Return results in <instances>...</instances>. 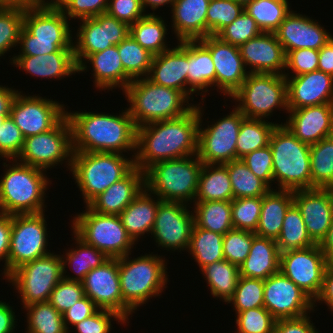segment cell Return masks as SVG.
Returning <instances> with one entry per match:
<instances>
[{"label": "cell", "mask_w": 333, "mask_h": 333, "mask_svg": "<svg viewBox=\"0 0 333 333\" xmlns=\"http://www.w3.org/2000/svg\"><path fill=\"white\" fill-rule=\"evenodd\" d=\"M199 105L182 117L137 127L135 167L188 157L198 152Z\"/></svg>", "instance_id": "1"}, {"label": "cell", "mask_w": 333, "mask_h": 333, "mask_svg": "<svg viewBox=\"0 0 333 333\" xmlns=\"http://www.w3.org/2000/svg\"><path fill=\"white\" fill-rule=\"evenodd\" d=\"M73 152L131 151L136 154L137 127L128 108L119 115L94 112H68Z\"/></svg>", "instance_id": "2"}, {"label": "cell", "mask_w": 333, "mask_h": 333, "mask_svg": "<svg viewBox=\"0 0 333 333\" xmlns=\"http://www.w3.org/2000/svg\"><path fill=\"white\" fill-rule=\"evenodd\" d=\"M145 254L133 259L119 257V280L123 298V318H128L150 298L160 296L167 287V262L162 255ZM131 258V259H130ZM130 259V260H129ZM166 262V263H165Z\"/></svg>", "instance_id": "3"}, {"label": "cell", "mask_w": 333, "mask_h": 333, "mask_svg": "<svg viewBox=\"0 0 333 333\" xmlns=\"http://www.w3.org/2000/svg\"><path fill=\"white\" fill-rule=\"evenodd\" d=\"M68 20L59 7H24L18 44L20 52L17 55L37 56L58 52L60 49H73L74 39Z\"/></svg>", "instance_id": "4"}, {"label": "cell", "mask_w": 333, "mask_h": 333, "mask_svg": "<svg viewBox=\"0 0 333 333\" xmlns=\"http://www.w3.org/2000/svg\"><path fill=\"white\" fill-rule=\"evenodd\" d=\"M123 93L136 127L182 117L196 106L183 92L155 84L147 77L132 80Z\"/></svg>", "instance_id": "5"}, {"label": "cell", "mask_w": 333, "mask_h": 333, "mask_svg": "<svg viewBox=\"0 0 333 333\" xmlns=\"http://www.w3.org/2000/svg\"><path fill=\"white\" fill-rule=\"evenodd\" d=\"M11 161L13 164H2L6 169L0 178V213L17 215L45 212V191L51 184L45 173L47 171L21 164L16 159Z\"/></svg>", "instance_id": "6"}, {"label": "cell", "mask_w": 333, "mask_h": 333, "mask_svg": "<svg viewBox=\"0 0 333 333\" xmlns=\"http://www.w3.org/2000/svg\"><path fill=\"white\" fill-rule=\"evenodd\" d=\"M135 168V159L115 152H73L71 173L85 206Z\"/></svg>", "instance_id": "7"}, {"label": "cell", "mask_w": 333, "mask_h": 333, "mask_svg": "<svg viewBox=\"0 0 333 333\" xmlns=\"http://www.w3.org/2000/svg\"><path fill=\"white\" fill-rule=\"evenodd\" d=\"M202 165L197 154L153 163L144 171L145 188L165 202L194 203Z\"/></svg>", "instance_id": "8"}, {"label": "cell", "mask_w": 333, "mask_h": 333, "mask_svg": "<svg viewBox=\"0 0 333 333\" xmlns=\"http://www.w3.org/2000/svg\"><path fill=\"white\" fill-rule=\"evenodd\" d=\"M273 179L278 189H312L310 145L301 142L281 122L270 136Z\"/></svg>", "instance_id": "9"}, {"label": "cell", "mask_w": 333, "mask_h": 333, "mask_svg": "<svg viewBox=\"0 0 333 333\" xmlns=\"http://www.w3.org/2000/svg\"><path fill=\"white\" fill-rule=\"evenodd\" d=\"M246 118L269 120L273 110L288 112L287 81L284 75L249 73L243 84L230 96Z\"/></svg>", "instance_id": "10"}, {"label": "cell", "mask_w": 333, "mask_h": 333, "mask_svg": "<svg viewBox=\"0 0 333 333\" xmlns=\"http://www.w3.org/2000/svg\"><path fill=\"white\" fill-rule=\"evenodd\" d=\"M71 222V229L80 239L109 258L131 254L135 245L118 215L101 214L86 206Z\"/></svg>", "instance_id": "11"}, {"label": "cell", "mask_w": 333, "mask_h": 333, "mask_svg": "<svg viewBox=\"0 0 333 333\" xmlns=\"http://www.w3.org/2000/svg\"><path fill=\"white\" fill-rule=\"evenodd\" d=\"M63 278V260L60 254H50L23 264L5 280L16 288L25 306L48 302L51 292Z\"/></svg>", "instance_id": "12"}, {"label": "cell", "mask_w": 333, "mask_h": 333, "mask_svg": "<svg viewBox=\"0 0 333 333\" xmlns=\"http://www.w3.org/2000/svg\"><path fill=\"white\" fill-rule=\"evenodd\" d=\"M72 129L67 116H65L53 129L29 136L24 140V146L17 157L21 164L48 170L65 163L66 168L72 166ZM67 160V161H64Z\"/></svg>", "instance_id": "13"}, {"label": "cell", "mask_w": 333, "mask_h": 333, "mask_svg": "<svg viewBox=\"0 0 333 333\" xmlns=\"http://www.w3.org/2000/svg\"><path fill=\"white\" fill-rule=\"evenodd\" d=\"M203 106H199L198 152L203 164H225L237 160L236 142L246 118L236 107L207 128L202 126ZM203 109V111H202ZM203 114V115H202ZM203 127V128H202Z\"/></svg>", "instance_id": "14"}, {"label": "cell", "mask_w": 333, "mask_h": 333, "mask_svg": "<svg viewBox=\"0 0 333 333\" xmlns=\"http://www.w3.org/2000/svg\"><path fill=\"white\" fill-rule=\"evenodd\" d=\"M45 213L11 215L8 276L17 268L51 253Z\"/></svg>", "instance_id": "15"}, {"label": "cell", "mask_w": 333, "mask_h": 333, "mask_svg": "<svg viewBox=\"0 0 333 333\" xmlns=\"http://www.w3.org/2000/svg\"><path fill=\"white\" fill-rule=\"evenodd\" d=\"M329 263L319 244H315L280 253L279 271L315 301Z\"/></svg>", "instance_id": "16"}, {"label": "cell", "mask_w": 333, "mask_h": 333, "mask_svg": "<svg viewBox=\"0 0 333 333\" xmlns=\"http://www.w3.org/2000/svg\"><path fill=\"white\" fill-rule=\"evenodd\" d=\"M15 95L9 116L21 130L24 138L53 129L65 116V105L49 98L21 94Z\"/></svg>", "instance_id": "17"}, {"label": "cell", "mask_w": 333, "mask_h": 333, "mask_svg": "<svg viewBox=\"0 0 333 333\" xmlns=\"http://www.w3.org/2000/svg\"><path fill=\"white\" fill-rule=\"evenodd\" d=\"M73 40L74 57L79 66L90 54L118 45L129 35V26L115 17L103 13L80 20Z\"/></svg>", "instance_id": "18"}, {"label": "cell", "mask_w": 333, "mask_h": 333, "mask_svg": "<svg viewBox=\"0 0 333 333\" xmlns=\"http://www.w3.org/2000/svg\"><path fill=\"white\" fill-rule=\"evenodd\" d=\"M188 204L162 201L157 209L151 235L161 249L187 251L194 227Z\"/></svg>", "instance_id": "19"}, {"label": "cell", "mask_w": 333, "mask_h": 333, "mask_svg": "<svg viewBox=\"0 0 333 333\" xmlns=\"http://www.w3.org/2000/svg\"><path fill=\"white\" fill-rule=\"evenodd\" d=\"M264 307L277 319L299 318L315 311L314 301L280 271L264 280Z\"/></svg>", "instance_id": "20"}, {"label": "cell", "mask_w": 333, "mask_h": 333, "mask_svg": "<svg viewBox=\"0 0 333 333\" xmlns=\"http://www.w3.org/2000/svg\"><path fill=\"white\" fill-rule=\"evenodd\" d=\"M210 51L215 67V87L230 97L249 75L239 47L222 41L216 35L199 39Z\"/></svg>", "instance_id": "21"}, {"label": "cell", "mask_w": 333, "mask_h": 333, "mask_svg": "<svg viewBox=\"0 0 333 333\" xmlns=\"http://www.w3.org/2000/svg\"><path fill=\"white\" fill-rule=\"evenodd\" d=\"M293 203L301 212L311 240L315 244H320L327 234L333 217V189L295 190Z\"/></svg>", "instance_id": "22"}, {"label": "cell", "mask_w": 333, "mask_h": 333, "mask_svg": "<svg viewBox=\"0 0 333 333\" xmlns=\"http://www.w3.org/2000/svg\"><path fill=\"white\" fill-rule=\"evenodd\" d=\"M85 296L100 309L117 312L123 317V298L119 280V258H109L92 269L82 281Z\"/></svg>", "instance_id": "23"}, {"label": "cell", "mask_w": 333, "mask_h": 333, "mask_svg": "<svg viewBox=\"0 0 333 333\" xmlns=\"http://www.w3.org/2000/svg\"><path fill=\"white\" fill-rule=\"evenodd\" d=\"M296 12L291 10L274 32L285 54L302 48L319 50L333 37L317 20Z\"/></svg>", "instance_id": "24"}, {"label": "cell", "mask_w": 333, "mask_h": 333, "mask_svg": "<svg viewBox=\"0 0 333 333\" xmlns=\"http://www.w3.org/2000/svg\"><path fill=\"white\" fill-rule=\"evenodd\" d=\"M284 73L287 81L288 111L333 103V76L313 71L299 76Z\"/></svg>", "instance_id": "25"}, {"label": "cell", "mask_w": 333, "mask_h": 333, "mask_svg": "<svg viewBox=\"0 0 333 333\" xmlns=\"http://www.w3.org/2000/svg\"><path fill=\"white\" fill-rule=\"evenodd\" d=\"M239 50L245 67L249 66V73L284 75L286 54L275 33L262 32Z\"/></svg>", "instance_id": "26"}, {"label": "cell", "mask_w": 333, "mask_h": 333, "mask_svg": "<svg viewBox=\"0 0 333 333\" xmlns=\"http://www.w3.org/2000/svg\"><path fill=\"white\" fill-rule=\"evenodd\" d=\"M286 123L301 142L313 145L333 135V103L290 110Z\"/></svg>", "instance_id": "27"}, {"label": "cell", "mask_w": 333, "mask_h": 333, "mask_svg": "<svg viewBox=\"0 0 333 333\" xmlns=\"http://www.w3.org/2000/svg\"><path fill=\"white\" fill-rule=\"evenodd\" d=\"M155 55L147 78L153 83L179 90L187 96L188 40Z\"/></svg>", "instance_id": "28"}, {"label": "cell", "mask_w": 333, "mask_h": 333, "mask_svg": "<svg viewBox=\"0 0 333 333\" xmlns=\"http://www.w3.org/2000/svg\"><path fill=\"white\" fill-rule=\"evenodd\" d=\"M11 64L31 76L46 79H64L78 73L73 49H60L58 52L37 56L13 55Z\"/></svg>", "instance_id": "29"}, {"label": "cell", "mask_w": 333, "mask_h": 333, "mask_svg": "<svg viewBox=\"0 0 333 333\" xmlns=\"http://www.w3.org/2000/svg\"><path fill=\"white\" fill-rule=\"evenodd\" d=\"M145 188V172L135 167L127 176L113 183L87 206L95 212L119 215Z\"/></svg>", "instance_id": "30"}, {"label": "cell", "mask_w": 333, "mask_h": 333, "mask_svg": "<svg viewBox=\"0 0 333 333\" xmlns=\"http://www.w3.org/2000/svg\"><path fill=\"white\" fill-rule=\"evenodd\" d=\"M87 63L91 64L93 68L94 85L101 91L107 89L112 91V89L117 87L124 91L132 81L124 71L117 45L111 46L104 51L90 54L78 66V73L87 72Z\"/></svg>", "instance_id": "31"}, {"label": "cell", "mask_w": 333, "mask_h": 333, "mask_svg": "<svg viewBox=\"0 0 333 333\" xmlns=\"http://www.w3.org/2000/svg\"><path fill=\"white\" fill-rule=\"evenodd\" d=\"M210 0H175L171 6L172 29L177 42L207 37V9Z\"/></svg>", "instance_id": "32"}, {"label": "cell", "mask_w": 333, "mask_h": 333, "mask_svg": "<svg viewBox=\"0 0 333 333\" xmlns=\"http://www.w3.org/2000/svg\"><path fill=\"white\" fill-rule=\"evenodd\" d=\"M280 252L276 240L260 237L253 232L251 249L239 266L240 276L266 280L279 272Z\"/></svg>", "instance_id": "33"}, {"label": "cell", "mask_w": 333, "mask_h": 333, "mask_svg": "<svg viewBox=\"0 0 333 333\" xmlns=\"http://www.w3.org/2000/svg\"><path fill=\"white\" fill-rule=\"evenodd\" d=\"M162 202L154 197L146 188L118 215L127 234L137 244L141 235L152 232L159 204ZM139 238V239H138Z\"/></svg>", "instance_id": "34"}, {"label": "cell", "mask_w": 333, "mask_h": 333, "mask_svg": "<svg viewBox=\"0 0 333 333\" xmlns=\"http://www.w3.org/2000/svg\"><path fill=\"white\" fill-rule=\"evenodd\" d=\"M187 73V97L191 99L190 96L198 91L196 95L204 96L201 98L204 103L209 92L207 88L214 86L215 89V67L209 49L200 40H188Z\"/></svg>", "instance_id": "35"}, {"label": "cell", "mask_w": 333, "mask_h": 333, "mask_svg": "<svg viewBox=\"0 0 333 333\" xmlns=\"http://www.w3.org/2000/svg\"><path fill=\"white\" fill-rule=\"evenodd\" d=\"M293 204V191L270 189L264 196L257 230L260 237L277 240L286 211Z\"/></svg>", "instance_id": "36"}, {"label": "cell", "mask_w": 333, "mask_h": 333, "mask_svg": "<svg viewBox=\"0 0 333 333\" xmlns=\"http://www.w3.org/2000/svg\"><path fill=\"white\" fill-rule=\"evenodd\" d=\"M233 191L225 164H203L194 202L232 201Z\"/></svg>", "instance_id": "37"}, {"label": "cell", "mask_w": 333, "mask_h": 333, "mask_svg": "<svg viewBox=\"0 0 333 333\" xmlns=\"http://www.w3.org/2000/svg\"><path fill=\"white\" fill-rule=\"evenodd\" d=\"M73 234L76 249H69L64 256H61L63 260V278L82 282L92 269L100 267L109 257L94 246L85 243L74 232ZM67 266L76 274L74 277L66 274Z\"/></svg>", "instance_id": "38"}, {"label": "cell", "mask_w": 333, "mask_h": 333, "mask_svg": "<svg viewBox=\"0 0 333 333\" xmlns=\"http://www.w3.org/2000/svg\"><path fill=\"white\" fill-rule=\"evenodd\" d=\"M154 13L146 14L129 26V35L155 56L171 48L165 39L168 31L167 23Z\"/></svg>", "instance_id": "39"}, {"label": "cell", "mask_w": 333, "mask_h": 333, "mask_svg": "<svg viewBox=\"0 0 333 333\" xmlns=\"http://www.w3.org/2000/svg\"><path fill=\"white\" fill-rule=\"evenodd\" d=\"M194 225L196 227L225 235L234 229L231 201L194 202Z\"/></svg>", "instance_id": "40"}, {"label": "cell", "mask_w": 333, "mask_h": 333, "mask_svg": "<svg viewBox=\"0 0 333 333\" xmlns=\"http://www.w3.org/2000/svg\"><path fill=\"white\" fill-rule=\"evenodd\" d=\"M201 271L213 298L227 304L234 295L240 277L239 267L224 259L206 265Z\"/></svg>", "instance_id": "41"}, {"label": "cell", "mask_w": 333, "mask_h": 333, "mask_svg": "<svg viewBox=\"0 0 333 333\" xmlns=\"http://www.w3.org/2000/svg\"><path fill=\"white\" fill-rule=\"evenodd\" d=\"M223 236L194 225L187 252L193 256L194 262L199 265V270L208 264L224 260Z\"/></svg>", "instance_id": "42"}, {"label": "cell", "mask_w": 333, "mask_h": 333, "mask_svg": "<svg viewBox=\"0 0 333 333\" xmlns=\"http://www.w3.org/2000/svg\"><path fill=\"white\" fill-rule=\"evenodd\" d=\"M276 243L280 253L315 245L307 233L301 212L294 203L285 213Z\"/></svg>", "instance_id": "43"}, {"label": "cell", "mask_w": 333, "mask_h": 333, "mask_svg": "<svg viewBox=\"0 0 333 333\" xmlns=\"http://www.w3.org/2000/svg\"><path fill=\"white\" fill-rule=\"evenodd\" d=\"M312 188L333 189V135L310 145Z\"/></svg>", "instance_id": "44"}, {"label": "cell", "mask_w": 333, "mask_h": 333, "mask_svg": "<svg viewBox=\"0 0 333 333\" xmlns=\"http://www.w3.org/2000/svg\"><path fill=\"white\" fill-rule=\"evenodd\" d=\"M276 125L278 123L264 119L245 118L240 125L236 142L237 159L269 145L270 136Z\"/></svg>", "instance_id": "45"}, {"label": "cell", "mask_w": 333, "mask_h": 333, "mask_svg": "<svg viewBox=\"0 0 333 333\" xmlns=\"http://www.w3.org/2000/svg\"><path fill=\"white\" fill-rule=\"evenodd\" d=\"M232 184L233 199L263 197L271 188L241 160L225 163Z\"/></svg>", "instance_id": "46"}, {"label": "cell", "mask_w": 333, "mask_h": 333, "mask_svg": "<svg viewBox=\"0 0 333 333\" xmlns=\"http://www.w3.org/2000/svg\"><path fill=\"white\" fill-rule=\"evenodd\" d=\"M288 0H253L244 10L255 20L262 32L274 33L291 12Z\"/></svg>", "instance_id": "47"}, {"label": "cell", "mask_w": 333, "mask_h": 333, "mask_svg": "<svg viewBox=\"0 0 333 333\" xmlns=\"http://www.w3.org/2000/svg\"><path fill=\"white\" fill-rule=\"evenodd\" d=\"M24 309L27 311L26 333H69L65 328L62 313L49 302L34 303Z\"/></svg>", "instance_id": "48"}, {"label": "cell", "mask_w": 333, "mask_h": 333, "mask_svg": "<svg viewBox=\"0 0 333 333\" xmlns=\"http://www.w3.org/2000/svg\"><path fill=\"white\" fill-rule=\"evenodd\" d=\"M117 47L124 71L132 80L148 76L153 54L144 49L130 35Z\"/></svg>", "instance_id": "49"}, {"label": "cell", "mask_w": 333, "mask_h": 333, "mask_svg": "<svg viewBox=\"0 0 333 333\" xmlns=\"http://www.w3.org/2000/svg\"><path fill=\"white\" fill-rule=\"evenodd\" d=\"M24 7L2 6L0 8V56L18 48L20 32L23 27Z\"/></svg>", "instance_id": "50"}, {"label": "cell", "mask_w": 333, "mask_h": 333, "mask_svg": "<svg viewBox=\"0 0 333 333\" xmlns=\"http://www.w3.org/2000/svg\"><path fill=\"white\" fill-rule=\"evenodd\" d=\"M264 280L240 276L233 297L227 302L232 303L236 314L258 307H264Z\"/></svg>", "instance_id": "51"}, {"label": "cell", "mask_w": 333, "mask_h": 333, "mask_svg": "<svg viewBox=\"0 0 333 333\" xmlns=\"http://www.w3.org/2000/svg\"><path fill=\"white\" fill-rule=\"evenodd\" d=\"M244 11V6L233 0H210L207 9V36L217 35Z\"/></svg>", "instance_id": "52"}, {"label": "cell", "mask_w": 333, "mask_h": 333, "mask_svg": "<svg viewBox=\"0 0 333 333\" xmlns=\"http://www.w3.org/2000/svg\"><path fill=\"white\" fill-rule=\"evenodd\" d=\"M263 197H244L231 201L234 229L254 232L257 230Z\"/></svg>", "instance_id": "53"}, {"label": "cell", "mask_w": 333, "mask_h": 333, "mask_svg": "<svg viewBox=\"0 0 333 333\" xmlns=\"http://www.w3.org/2000/svg\"><path fill=\"white\" fill-rule=\"evenodd\" d=\"M262 31L255 20L244 10L231 24L224 27L216 36L222 41L240 47Z\"/></svg>", "instance_id": "54"}, {"label": "cell", "mask_w": 333, "mask_h": 333, "mask_svg": "<svg viewBox=\"0 0 333 333\" xmlns=\"http://www.w3.org/2000/svg\"><path fill=\"white\" fill-rule=\"evenodd\" d=\"M235 317L236 333H274L276 319L265 307L244 310Z\"/></svg>", "instance_id": "55"}, {"label": "cell", "mask_w": 333, "mask_h": 333, "mask_svg": "<svg viewBox=\"0 0 333 333\" xmlns=\"http://www.w3.org/2000/svg\"><path fill=\"white\" fill-rule=\"evenodd\" d=\"M253 241V232L232 229L223 236L224 259L238 267L248 256Z\"/></svg>", "instance_id": "56"}, {"label": "cell", "mask_w": 333, "mask_h": 333, "mask_svg": "<svg viewBox=\"0 0 333 333\" xmlns=\"http://www.w3.org/2000/svg\"><path fill=\"white\" fill-rule=\"evenodd\" d=\"M85 297L83 283L62 278L51 292L49 303L60 313H64L76 302Z\"/></svg>", "instance_id": "57"}, {"label": "cell", "mask_w": 333, "mask_h": 333, "mask_svg": "<svg viewBox=\"0 0 333 333\" xmlns=\"http://www.w3.org/2000/svg\"><path fill=\"white\" fill-rule=\"evenodd\" d=\"M21 130L8 116L0 126V158L9 161L20 155L24 146Z\"/></svg>", "instance_id": "58"}, {"label": "cell", "mask_w": 333, "mask_h": 333, "mask_svg": "<svg viewBox=\"0 0 333 333\" xmlns=\"http://www.w3.org/2000/svg\"><path fill=\"white\" fill-rule=\"evenodd\" d=\"M241 160L246 166L271 189L273 179V156L270 145L252 151L245 155Z\"/></svg>", "instance_id": "59"}, {"label": "cell", "mask_w": 333, "mask_h": 333, "mask_svg": "<svg viewBox=\"0 0 333 333\" xmlns=\"http://www.w3.org/2000/svg\"><path fill=\"white\" fill-rule=\"evenodd\" d=\"M319 50L302 48L286 53L285 71L291 70V76H299L318 70Z\"/></svg>", "instance_id": "60"}, {"label": "cell", "mask_w": 333, "mask_h": 333, "mask_svg": "<svg viewBox=\"0 0 333 333\" xmlns=\"http://www.w3.org/2000/svg\"><path fill=\"white\" fill-rule=\"evenodd\" d=\"M59 8L68 19L81 20L106 13L108 0H66Z\"/></svg>", "instance_id": "61"}, {"label": "cell", "mask_w": 333, "mask_h": 333, "mask_svg": "<svg viewBox=\"0 0 333 333\" xmlns=\"http://www.w3.org/2000/svg\"><path fill=\"white\" fill-rule=\"evenodd\" d=\"M122 325L127 321L117 312L99 309L95 314L74 325L77 333H111L113 319Z\"/></svg>", "instance_id": "62"}, {"label": "cell", "mask_w": 333, "mask_h": 333, "mask_svg": "<svg viewBox=\"0 0 333 333\" xmlns=\"http://www.w3.org/2000/svg\"><path fill=\"white\" fill-rule=\"evenodd\" d=\"M141 0H108L106 13L131 26L146 15Z\"/></svg>", "instance_id": "63"}, {"label": "cell", "mask_w": 333, "mask_h": 333, "mask_svg": "<svg viewBox=\"0 0 333 333\" xmlns=\"http://www.w3.org/2000/svg\"><path fill=\"white\" fill-rule=\"evenodd\" d=\"M100 308L87 296L76 302L73 306L62 313L65 328L70 332V326L95 314Z\"/></svg>", "instance_id": "64"}, {"label": "cell", "mask_w": 333, "mask_h": 333, "mask_svg": "<svg viewBox=\"0 0 333 333\" xmlns=\"http://www.w3.org/2000/svg\"><path fill=\"white\" fill-rule=\"evenodd\" d=\"M274 333H319L307 314L299 318L277 319Z\"/></svg>", "instance_id": "65"}, {"label": "cell", "mask_w": 333, "mask_h": 333, "mask_svg": "<svg viewBox=\"0 0 333 333\" xmlns=\"http://www.w3.org/2000/svg\"><path fill=\"white\" fill-rule=\"evenodd\" d=\"M11 240V215L0 213V262L4 261L2 274L8 277V254Z\"/></svg>", "instance_id": "66"}, {"label": "cell", "mask_w": 333, "mask_h": 333, "mask_svg": "<svg viewBox=\"0 0 333 333\" xmlns=\"http://www.w3.org/2000/svg\"><path fill=\"white\" fill-rule=\"evenodd\" d=\"M325 303L333 313V262H330L326 268L323 280V286L319 296L314 301V307L318 303Z\"/></svg>", "instance_id": "67"}, {"label": "cell", "mask_w": 333, "mask_h": 333, "mask_svg": "<svg viewBox=\"0 0 333 333\" xmlns=\"http://www.w3.org/2000/svg\"><path fill=\"white\" fill-rule=\"evenodd\" d=\"M16 315L12 306L0 300V333H12L15 331Z\"/></svg>", "instance_id": "68"}, {"label": "cell", "mask_w": 333, "mask_h": 333, "mask_svg": "<svg viewBox=\"0 0 333 333\" xmlns=\"http://www.w3.org/2000/svg\"><path fill=\"white\" fill-rule=\"evenodd\" d=\"M318 70L333 76V37L319 49Z\"/></svg>", "instance_id": "69"}, {"label": "cell", "mask_w": 333, "mask_h": 333, "mask_svg": "<svg viewBox=\"0 0 333 333\" xmlns=\"http://www.w3.org/2000/svg\"><path fill=\"white\" fill-rule=\"evenodd\" d=\"M0 85V117H8L12 101L18 90Z\"/></svg>", "instance_id": "70"}, {"label": "cell", "mask_w": 333, "mask_h": 333, "mask_svg": "<svg viewBox=\"0 0 333 333\" xmlns=\"http://www.w3.org/2000/svg\"><path fill=\"white\" fill-rule=\"evenodd\" d=\"M321 251L329 262H333V217L327 234L319 244Z\"/></svg>", "instance_id": "71"}, {"label": "cell", "mask_w": 333, "mask_h": 333, "mask_svg": "<svg viewBox=\"0 0 333 333\" xmlns=\"http://www.w3.org/2000/svg\"><path fill=\"white\" fill-rule=\"evenodd\" d=\"M2 6H21V7H33L43 5L42 0H0Z\"/></svg>", "instance_id": "72"}, {"label": "cell", "mask_w": 333, "mask_h": 333, "mask_svg": "<svg viewBox=\"0 0 333 333\" xmlns=\"http://www.w3.org/2000/svg\"><path fill=\"white\" fill-rule=\"evenodd\" d=\"M175 0H141V4L143 7V10L145 12H147L145 9L146 7L148 8V6L151 8V10L153 9L156 10L159 7H163V5L165 6L166 4L171 7L173 5Z\"/></svg>", "instance_id": "73"}, {"label": "cell", "mask_w": 333, "mask_h": 333, "mask_svg": "<svg viewBox=\"0 0 333 333\" xmlns=\"http://www.w3.org/2000/svg\"><path fill=\"white\" fill-rule=\"evenodd\" d=\"M64 1L66 0H46L43 1V5L48 7H59Z\"/></svg>", "instance_id": "74"}, {"label": "cell", "mask_w": 333, "mask_h": 333, "mask_svg": "<svg viewBox=\"0 0 333 333\" xmlns=\"http://www.w3.org/2000/svg\"><path fill=\"white\" fill-rule=\"evenodd\" d=\"M233 1L243 5L245 7L248 3H250L253 0H233Z\"/></svg>", "instance_id": "75"}, {"label": "cell", "mask_w": 333, "mask_h": 333, "mask_svg": "<svg viewBox=\"0 0 333 333\" xmlns=\"http://www.w3.org/2000/svg\"><path fill=\"white\" fill-rule=\"evenodd\" d=\"M7 117H0V126L3 124L4 120L6 119Z\"/></svg>", "instance_id": "76"}]
</instances>
